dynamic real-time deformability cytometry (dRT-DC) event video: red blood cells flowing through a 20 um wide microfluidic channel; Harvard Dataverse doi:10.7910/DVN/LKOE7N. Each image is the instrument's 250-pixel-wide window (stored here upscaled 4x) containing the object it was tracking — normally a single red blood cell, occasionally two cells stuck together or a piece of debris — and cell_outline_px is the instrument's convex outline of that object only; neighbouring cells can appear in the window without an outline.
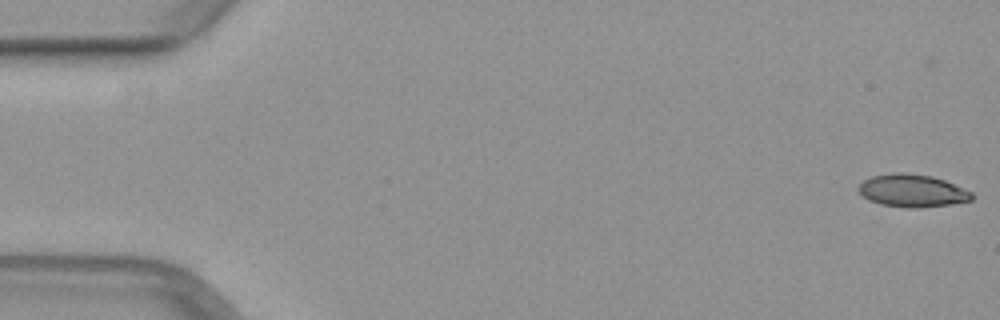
{"species": "common noctule bat (a hibernating species)", "species_latin": "Nyctalus noctula", "temperature_condition": "warm", "stored_images_in_passage": 51, "camera_frame_rate_fps": 3000, "um_per_image_px": 0.085, "animal": {"sex": "female", "body_mass_g": 29.2, "forearm_length_mm": 56.3}, "frame": {"image": 1, "passage_image": 1, "time_ms": 0.0, "image_size_px": [1000, 320], "cell_outline_px": [[976, 196], [972, 200], [948, 204], [920, 208], [904, 208], [880, 204], [868, 200], [856, 188], [864, 180], [872, 176], [896, 172], [904, 172], [932, 176], [944, 180], [972, 192]], "centroid_in_image_um": [77.54, 16.21], "position_along_channel_um": 7.5, "area_um2": 21.62}}
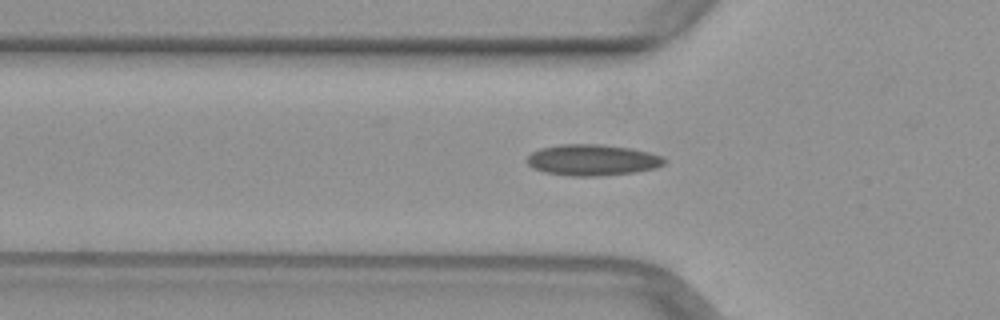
{"frame": {"image": 2, "passage_image": 17, "time_ms": 5.333, "image_size_px": [1000, 320], "cell_outline_px": [[668, 160], [664, 164], [656, 168], [632, 172], [600, 176], [572, 176], [544, 172], [532, 168], [524, 160], [532, 152], [540, 148], [560, 144], [604, 144], [632, 148], [664, 156]], "centroid_in_image_um": [50.35, 13.59], "position_along_channel_um": 75.4, "area_um2": 25.2}}
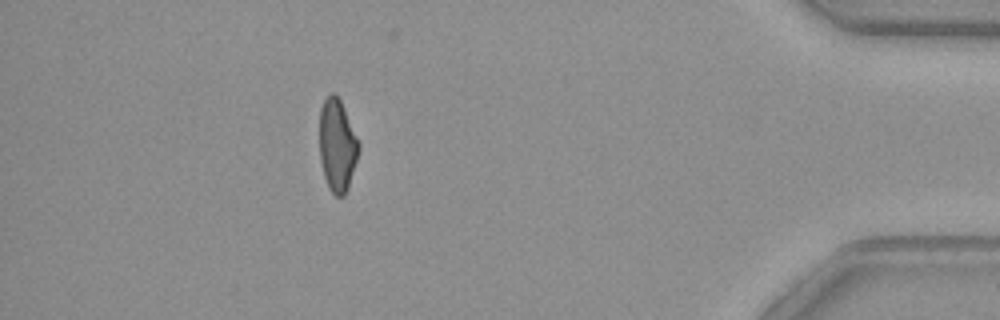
{"frame": {"image": 3, "passage_image": 45, "time_ms": 14.667, "image_size_px": [1000, 320], "cell_outline_px": [[360, 148], [348, 188], [344, 196], [336, 196], [328, 188], [324, 176], [320, 160], [320, 108], [324, 100], [332, 92], [340, 100], [360, 144]], "centroid_in_image_um": [28.66, 12.38], "position_along_channel_um": 406.5, "area_um2": 20.92}}